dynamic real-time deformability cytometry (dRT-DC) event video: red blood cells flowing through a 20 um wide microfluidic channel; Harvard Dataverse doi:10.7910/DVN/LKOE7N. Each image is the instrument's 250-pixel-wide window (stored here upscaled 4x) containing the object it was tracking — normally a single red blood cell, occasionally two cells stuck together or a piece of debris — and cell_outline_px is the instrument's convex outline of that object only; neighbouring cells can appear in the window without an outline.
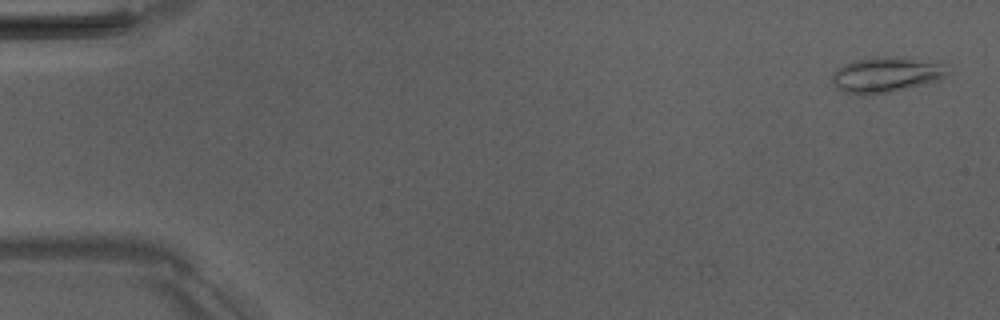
{"species": "Egyptian fruit bat (a non-hibernating species)", "species_latin": "Rousettus aegyptiacus", "temperature_condition": "room temperature", "stored_images_in_passage": 5, "camera_frame_rate_fps": 3000, "um_per_image_px": 0.085, "animal": {"sex": "male"}, "frame": {"image": 1, "passage_image": 2, "time_ms": 0.333, "image_size_px": [1000, 320], "cell_outline_px": [[944, 76], [936, 80], [888, 92], [864, 96], [860, 96], [844, 92], [836, 88], [832, 80], [832, 72], [836, 68], [844, 64], [856, 60], [884, 56], [904, 56], [944, 64]], "centroid_in_image_um": [75.2, 6.34], "position_along_channel_um": 9.8, "area_um2": 23.52}}